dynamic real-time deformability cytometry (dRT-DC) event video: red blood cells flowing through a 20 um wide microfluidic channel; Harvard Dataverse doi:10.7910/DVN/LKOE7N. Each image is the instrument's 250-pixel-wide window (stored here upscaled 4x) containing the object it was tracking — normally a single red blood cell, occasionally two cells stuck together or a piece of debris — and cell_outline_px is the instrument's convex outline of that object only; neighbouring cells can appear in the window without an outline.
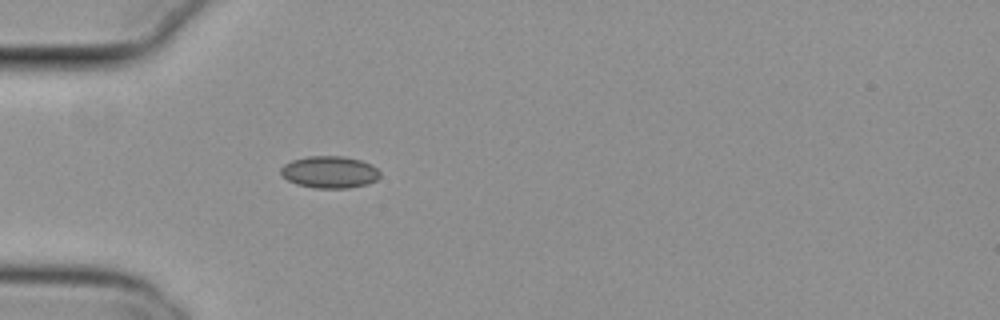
{"species": "common noctule bat (a hibernating species)", "species_latin": "Nyctalus noctula", "temperature_condition": "cold", "stored_images_in_passage": 39, "camera_frame_rate_fps": 3000, "um_per_image_px": 0.085, "animal": {"sex": "female", "body_mass_g": 29.2, "forearm_length_mm": 56.3}, "frame": {"image": 1, "passage_image": 1, "time_ms": 0.0, "image_size_px": [1000, 320], "cell_outline_px": [[380, 176], [376, 180], [368, 184], [348, 188], [312, 188], [296, 184], [288, 180], [280, 172], [280, 168], [284, 164], [292, 160], [308, 156], [344, 156], [360, 160], [372, 164], [380, 172]], "centroid_in_image_um": [28.02, 14.63], "position_along_channel_um": 57.0, "area_um2": 18.61}}
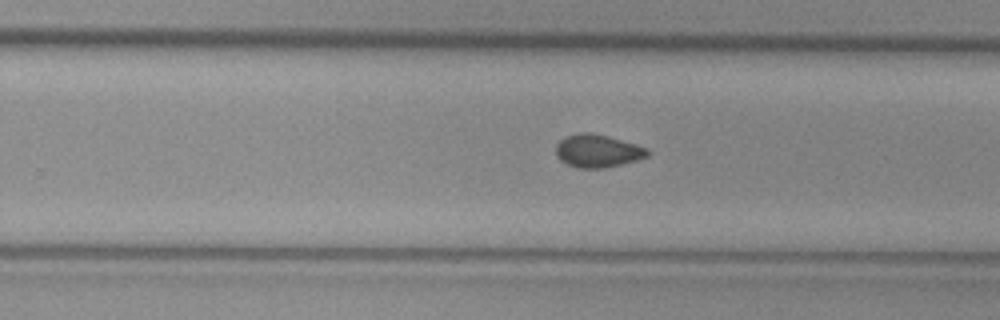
{"frame": {"image": 2, "passage_image": 19, "time_ms": 6.0, "image_size_px": [1000, 320], "cell_outline_px": [[648, 156], [636, 160], [604, 168], [576, 168], [560, 160], [556, 156], [556, 144], [560, 140], [576, 132], [588, 132], [608, 136], [636, 144], [648, 148]], "centroid_in_image_um": [50.77, 12.82], "position_along_channel_um": 279.0, "area_um2": 17.51}}
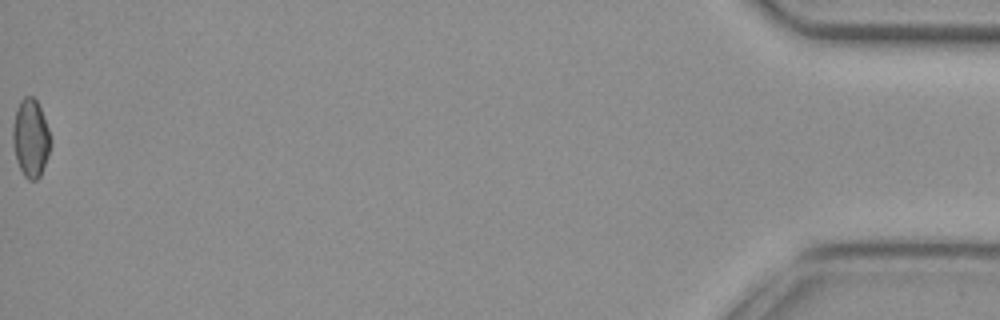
{"frame": {"image": 3, "passage_image": 39, "time_ms": 12.667, "image_size_px": [1000, 320], "cell_outline_px": [[52, 140], [48, 156], [40, 176], [36, 180], [28, 180], [24, 176], [16, 160], [12, 140], [12, 128], [16, 108], [20, 100], [24, 96], [32, 96], [36, 100], [40, 108], [48, 128]], "centroid_in_image_um": [2.6, 11.74], "position_along_channel_um": 432.6, "area_um2": 17.28}, "authors_computed_cell_mechanics": {"area_um2": 17.1666, "velocity_mm_per_s": 3.8138, "shape_relaxation_time_tau1_ms": null, "shape_relaxation_time_tau2_ms": 4.9569, "deformation_change_tau1": null, "deformation_change_tau2": 0.0693}}